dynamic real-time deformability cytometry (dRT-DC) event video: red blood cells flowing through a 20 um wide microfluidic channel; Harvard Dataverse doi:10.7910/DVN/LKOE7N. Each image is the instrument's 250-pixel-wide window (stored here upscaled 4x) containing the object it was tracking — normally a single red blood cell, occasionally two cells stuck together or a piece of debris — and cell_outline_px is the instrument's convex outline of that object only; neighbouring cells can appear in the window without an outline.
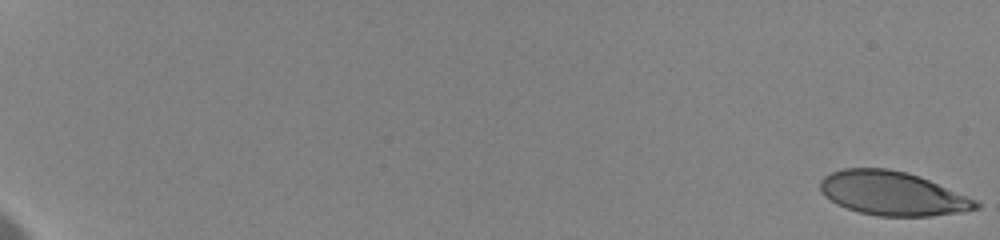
{"species": "human", "species_latin": "Homo sapiens", "temperature_condition": "cold", "stored_images_in_passage": 34, "camera_frame_rate_fps": 3000, "um_per_image_px": 0.085, "donor": {"sex": "female"}, "frame": {"image": 1, "passage_image": 1, "time_ms": 0.0, "image_size_px": [1000, 240], "cell_outline_px": [[980, 208], [964, 212], [928, 216], [876, 216], [860, 212], [836, 204], [824, 196], [820, 188], [820, 180], [824, 176], [832, 172], [844, 168], [888, 168], [908, 172], [920, 176], [976, 200], [980, 204]], "centroid_in_image_um": [75.86, 16.44], "position_along_channel_um": 9.1, "area_um2": 39.88}}
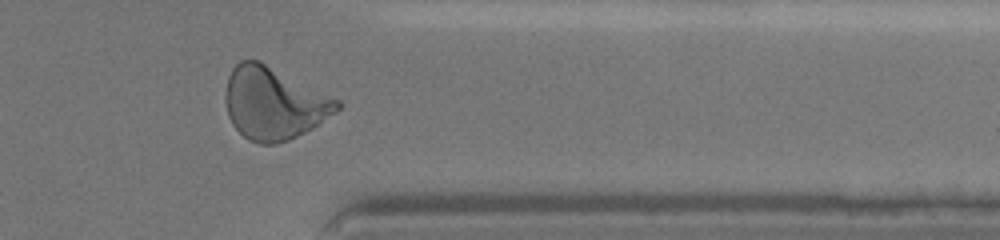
{"frame": {"image": 2, "passage_image": 25, "time_ms": 17.0, "image_size_px": [1000, 240], "cell_outline_px": [[340, 108], [336, 112], [312, 128], [288, 140], [276, 144], [260, 144], [248, 140], [232, 124], [228, 116], [224, 100], [224, 92], [228, 76], [232, 68], [240, 60], [260, 60], [340, 100]], "centroid_in_image_um": [23.24, 8.77], "position_along_channel_um": 388.2, "area_um2": 47.22}}
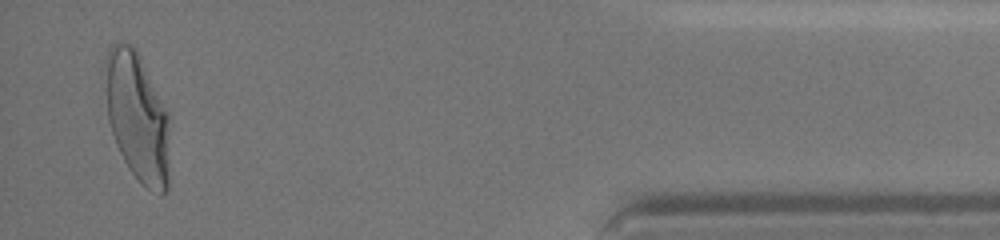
{"frame": {"image": 3, "passage_image": 33, "time_ms": 19.333, "image_size_px": [1000, 240], "cell_outline_px": [[168, 188], [160, 196], [140, 184], [128, 168], [116, 144], [108, 120], [104, 64], [104, 60], [108, 48], [112, 44], [120, 40], [132, 44], [168, 112]], "centroid_in_image_um": [11.65, 9.95], "position_along_channel_um": 423.6, "area_um2": 48.38}, "authors_computed_cell_mechanics": {"area_um2": 44.1592, "velocity_mm_per_s": 3.5619, "shape_relaxation_time_tau1_ms": 4.3765, "shape_relaxation_time_tau2_ms": 0.9672, "deformation_change_tau1": 0.2028, "deformation_change_tau2": 0.0805}}